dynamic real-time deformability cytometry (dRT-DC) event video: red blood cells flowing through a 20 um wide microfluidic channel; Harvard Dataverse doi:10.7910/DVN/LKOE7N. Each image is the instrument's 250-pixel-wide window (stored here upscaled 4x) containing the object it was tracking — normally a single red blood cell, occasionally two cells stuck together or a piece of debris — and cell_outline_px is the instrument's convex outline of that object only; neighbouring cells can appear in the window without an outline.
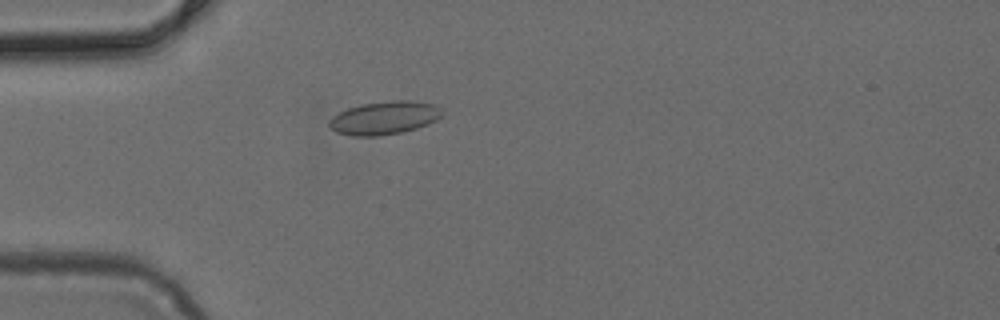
{"species": "common noctule bat (a hibernating species)", "species_latin": "Nyctalus noctula", "temperature_condition": "cold", "stored_images_in_passage": 4, "camera_frame_rate_fps": 3000, "um_per_image_px": 0.085, "animal": {"sex": "female", "body_mass_g": 24.6, "forearm_length_mm": 56.2}, "frame": {"image": 1, "passage_image": 4, "time_ms": 1.0, "image_size_px": [1000, 320], "cell_outline_px": [[444, 112], [436, 120], [428, 124], [404, 132], [380, 136], [352, 136], [336, 132], [328, 128], [328, 120], [332, 116], [348, 108], [364, 104], [392, 100], [412, 100], [432, 104], [440, 108]], "centroid_in_image_um": [32.64, 10.03], "position_along_channel_um": 52.4, "area_um2": 21.96}}